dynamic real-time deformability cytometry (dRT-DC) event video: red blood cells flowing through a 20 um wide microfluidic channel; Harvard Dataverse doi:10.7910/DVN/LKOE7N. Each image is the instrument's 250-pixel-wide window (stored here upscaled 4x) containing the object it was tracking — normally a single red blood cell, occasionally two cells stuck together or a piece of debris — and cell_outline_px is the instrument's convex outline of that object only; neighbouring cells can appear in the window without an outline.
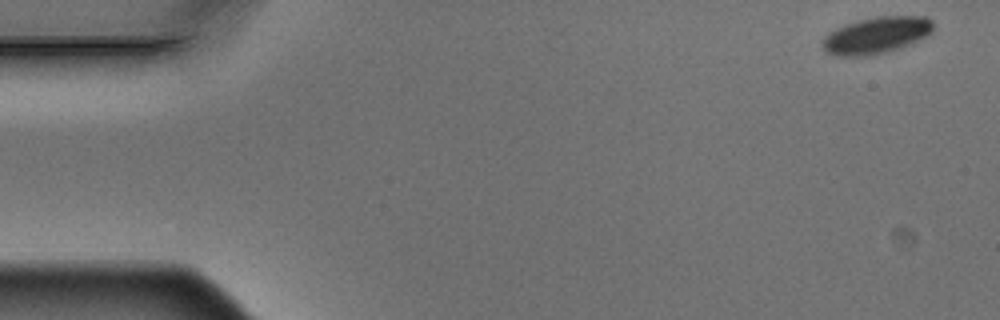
{"species": "Egyptian fruit bat (a non-hibernating species)", "species_latin": "Rousettus aegyptiacus", "temperature_condition": "warm", "stored_images_in_passage": 6, "camera_frame_rate_fps": 3000, "um_per_image_px": 0.085, "animal": {"sex": "male"}, "frame": {"image": 1, "passage_image": 1, "time_ms": 0.0, "image_size_px": [1000, 320], "cell_outline_px": [[932, 32], [928, 36], [900, 48], [888, 52], [872, 56], [836, 56], [824, 52], [824, 36], [828, 32], [836, 28], [860, 20], [876, 16], [928, 16], [932, 20]], "centroid_in_image_um": [74.51, 3.01], "position_along_channel_um": 10.5, "area_um2": 23.81}}
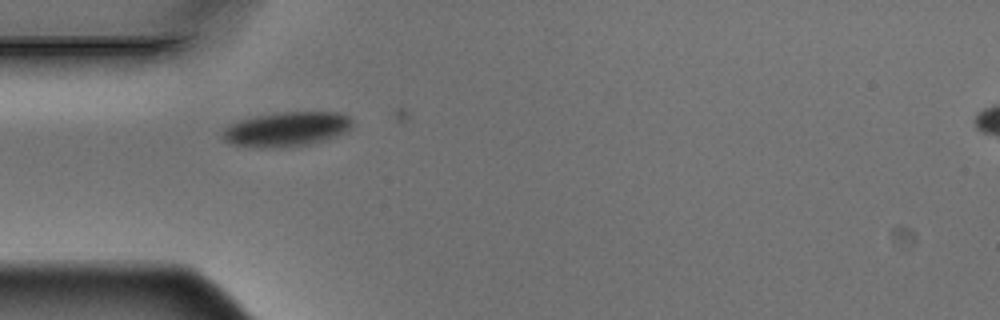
{"frame": {"image": 2, "passage_image": 5, "time_ms": 1.333, "image_size_px": [1000, 320], "cell_outline_px": [[352, 128], [348, 132], [324, 140], [308, 144], [276, 148], [260, 148], [232, 144], [224, 140], [220, 136], [220, 132], [228, 124], [240, 120], [260, 116], [284, 112], [340, 112], [348, 116], [352, 120]], "centroid_in_image_um": [24.35, 10.99], "position_along_channel_um": 60.6, "area_um2": 26.24}}
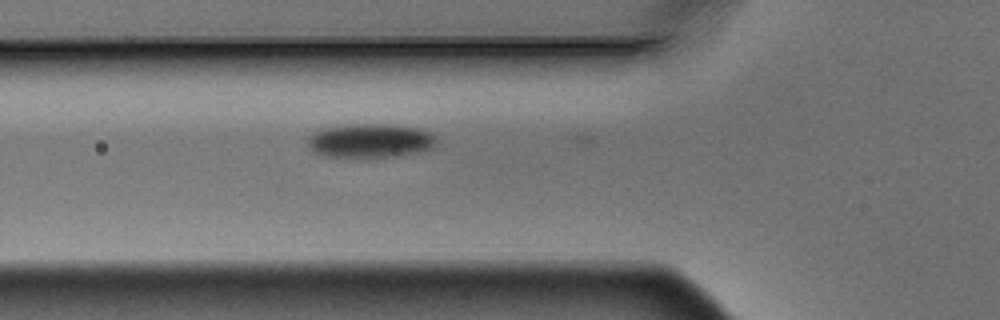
{"frame": {"image": 3, "passage_image": 6, "time_ms": 1.667, "image_size_px": [1000, 320], "cell_outline_px": [[436, 144], [432, 148], [420, 152], [400, 156], [368, 160], [324, 156], [316, 152], [308, 144], [308, 136], [312, 132], [324, 128], [348, 124], [388, 124], [416, 128], [428, 132], [436, 136]], "centroid_in_image_um": [31.47, 12.0], "position_along_channel_um": 94.3, "area_um2": 26.36}}